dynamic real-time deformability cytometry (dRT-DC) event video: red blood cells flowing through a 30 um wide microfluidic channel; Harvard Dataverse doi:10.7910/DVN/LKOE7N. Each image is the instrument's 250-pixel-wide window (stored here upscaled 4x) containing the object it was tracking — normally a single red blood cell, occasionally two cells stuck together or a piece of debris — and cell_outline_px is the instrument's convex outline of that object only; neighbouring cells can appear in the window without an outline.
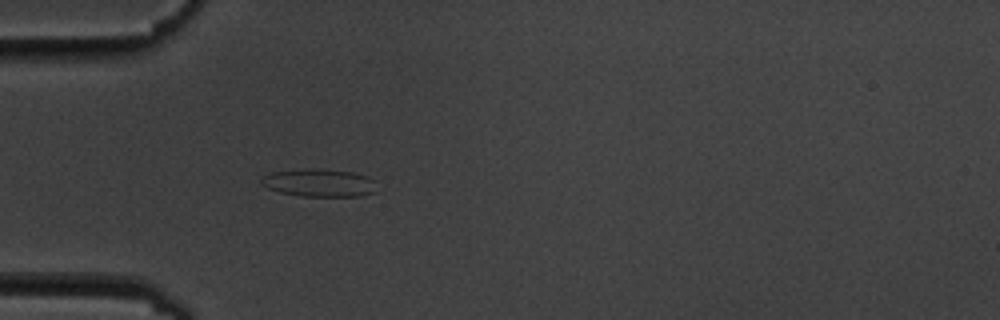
{"species": "common noctule bat (a hibernating species)", "species_latin": "Nyctalus noctula", "temperature_condition": "cold", "stored_images_in_passage": 5, "camera_frame_rate_fps": 3000, "um_per_image_px": 0.085, "animal": {"sex": "male", "body_mass_g": 19.5, "forearm_length_mm": 54.6}, "frame": {"image": 1, "passage_image": 5, "time_ms": 5.333, "image_size_px": [1000, 320], "cell_outline_px": [[376, 192], [360, 196], [300, 196], [280, 192], [268, 188], [260, 184], [260, 180], [264, 176], [272, 172], [304, 168], [320, 168], [352, 172], [368, 176], [376, 180]], "centroid_in_image_um": [27.16, 15.53], "position_along_channel_um": 57.8, "area_um2": 19.02}}